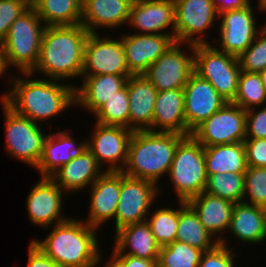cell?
Listing matches in <instances>:
<instances>
[{
	"label": "cell",
	"instance_id": "1",
	"mask_svg": "<svg viewBox=\"0 0 266 267\" xmlns=\"http://www.w3.org/2000/svg\"><path fill=\"white\" fill-rule=\"evenodd\" d=\"M13 74L14 72L7 77L9 84L12 83L11 88L1 95L0 100L16 114L42 124L68 108L75 107L77 84L49 78L32 79L34 75L31 72L21 73L23 77L21 74Z\"/></svg>",
	"mask_w": 266,
	"mask_h": 267
},
{
	"label": "cell",
	"instance_id": "2",
	"mask_svg": "<svg viewBox=\"0 0 266 267\" xmlns=\"http://www.w3.org/2000/svg\"><path fill=\"white\" fill-rule=\"evenodd\" d=\"M88 36L89 32L81 24L46 26L39 59L31 73L61 81L81 78Z\"/></svg>",
	"mask_w": 266,
	"mask_h": 267
},
{
	"label": "cell",
	"instance_id": "3",
	"mask_svg": "<svg viewBox=\"0 0 266 267\" xmlns=\"http://www.w3.org/2000/svg\"><path fill=\"white\" fill-rule=\"evenodd\" d=\"M44 240L32 239L60 267H97L102 260L98 229L84 220L68 218L57 223Z\"/></svg>",
	"mask_w": 266,
	"mask_h": 267
},
{
	"label": "cell",
	"instance_id": "4",
	"mask_svg": "<svg viewBox=\"0 0 266 267\" xmlns=\"http://www.w3.org/2000/svg\"><path fill=\"white\" fill-rule=\"evenodd\" d=\"M184 137L178 133L157 130L133 131L127 161L121 172L159 185L162 175H168L176 147Z\"/></svg>",
	"mask_w": 266,
	"mask_h": 267
},
{
	"label": "cell",
	"instance_id": "5",
	"mask_svg": "<svg viewBox=\"0 0 266 267\" xmlns=\"http://www.w3.org/2000/svg\"><path fill=\"white\" fill-rule=\"evenodd\" d=\"M45 28L34 8L27 9L11 24L6 38L0 44L9 67L16 68L19 73L34 70Z\"/></svg>",
	"mask_w": 266,
	"mask_h": 267
},
{
	"label": "cell",
	"instance_id": "6",
	"mask_svg": "<svg viewBox=\"0 0 266 267\" xmlns=\"http://www.w3.org/2000/svg\"><path fill=\"white\" fill-rule=\"evenodd\" d=\"M168 179L177 201H188L205 191L207 184L204 147L192 136H185L177 145Z\"/></svg>",
	"mask_w": 266,
	"mask_h": 267
},
{
	"label": "cell",
	"instance_id": "7",
	"mask_svg": "<svg viewBox=\"0 0 266 267\" xmlns=\"http://www.w3.org/2000/svg\"><path fill=\"white\" fill-rule=\"evenodd\" d=\"M214 45H194V73L207 80L227 102H233L242 70L237 57Z\"/></svg>",
	"mask_w": 266,
	"mask_h": 267
},
{
	"label": "cell",
	"instance_id": "8",
	"mask_svg": "<svg viewBox=\"0 0 266 267\" xmlns=\"http://www.w3.org/2000/svg\"><path fill=\"white\" fill-rule=\"evenodd\" d=\"M2 109L5 118L6 153L36 169L47 136L41 128L42 125L16 114L5 103H2Z\"/></svg>",
	"mask_w": 266,
	"mask_h": 267
},
{
	"label": "cell",
	"instance_id": "9",
	"mask_svg": "<svg viewBox=\"0 0 266 267\" xmlns=\"http://www.w3.org/2000/svg\"><path fill=\"white\" fill-rule=\"evenodd\" d=\"M183 45L187 46L186 51ZM189 49V50H187ZM188 51V52H187ZM194 73V45L174 42L144 73L158 92L184 88Z\"/></svg>",
	"mask_w": 266,
	"mask_h": 267
},
{
	"label": "cell",
	"instance_id": "10",
	"mask_svg": "<svg viewBox=\"0 0 266 267\" xmlns=\"http://www.w3.org/2000/svg\"><path fill=\"white\" fill-rule=\"evenodd\" d=\"M246 111L233 102L225 103L217 112L198 125L191 135L203 146L244 142Z\"/></svg>",
	"mask_w": 266,
	"mask_h": 267
},
{
	"label": "cell",
	"instance_id": "11",
	"mask_svg": "<svg viewBox=\"0 0 266 267\" xmlns=\"http://www.w3.org/2000/svg\"><path fill=\"white\" fill-rule=\"evenodd\" d=\"M160 190L159 185L152 181L121 172V192L114 218L115 232L129 224L146 221Z\"/></svg>",
	"mask_w": 266,
	"mask_h": 267
},
{
	"label": "cell",
	"instance_id": "12",
	"mask_svg": "<svg viewBox=\"0 0 266 267\" xmlns=\"http://www.w3.org/2000/svg\"><path fill=\"white\" fill-rule=\"evenodd\" d=\"M174 3L175 42L192 45L212 44L206 39L208 31L215 26L218 20V14L212 1L174 0Z\"/></svg>",
	"mask_w": 266,
	"mask_h": 267
},
{
	"label": "cell",
	"instance_id": "13",
	"mask_svg": "<svg viewBox=\"0 0 266 267\" xmlns=\"http://www.w3.org/2000/svg\"><path fill=\"white\" fill-rule=\"evenodd\" d=\"M108 35L89 33L84 47L82 75H133L127 67L126 57L119 39Z\"/></svg>",
	"mask_w": 266,
	"mask_h": 267
},
{
	"label": "cell",
	"instance_id": "14",
	"mask_svg": "<svg viewBox=\"0 0 266 267\" xmlns=\"http://www.w3.org/2000/svg\"><path fill=\"white\" fill-rule=\"evenodd\" d=\"M94 125L93 134L89 139H85L87 149L103 171L121 172L127 161L128 145L133 130L98 122ZM105 165H108L106 170Z\"/></svg>",
	"mask_w": 266,
	"mask_h": 267
},
{
	"label": "cell",
	"instance_id": "15",
	"mask_svg": "<svg viewBox=\"0 0 266 267\" xmlns=\"http://www.w3.org/2000/svg\"><path fill=\"white\" fill-rule=\"evenodd\" d=\"M253 5L218 14L220 23L218 50L239 57L254 41L263 25L258 28ZM254 14V15H253Z\"/></svg>",
	"mask_w": 266,
	"mask_h": 267
},
{
	"label": "cell",
	"instance_id": "16",
	"mask_svg": "<svg viewBox=\"0 0 266 267\" xmlns=\"http://www.w3.org/2000/svg\"><path fill=\"white\" fill-rule=\"evenodd\" d=\"M63 195L65 192L50 177H41L33 185L25 201L31 223L51 229L54 223L66 221L69 217L63 215Z\"/></svg>",
	"mask_w": 266,
	"mask_h": 267
},
{
	"label": "cell",
	"instance_id": "17",
	"mask_svg": "<svg viewBox=\"0 0 266 267\" xmlns=\"http://www.w3.org/2000/svg\"><path fill=\"white\" fill-rule=\"evenodd\" d=\"M184 89L186 136L217 112L227 101L207 81L193 73Z\"/></svg>",
	"mask_w": 266,
	"mask_h": 267
},
{
	"label": "cell",
	"instance_id": "18",
	"mask_svg": "<svg viewBox=\"0 0 266 267\" xmlns=\"http://www.w3.org/2000/svg\"><path fill=\"white\" fill-rule=\"evenodd\" d=\"M128 70L133 75L144 74L175 42L171 35L124 34L120 37Z\"/></svg>",
	"mask_w": 266,
	"mask_h": 267
},
{
	"label": "cell",
	"instance_id": "19",
	"mask_svg": "<svg viewBox=\"0 0 266 267\" xmlns=\"http://www.w3.org/2000/svg\"><path fill=\"white\" fill-rule=\"evenodd\" d=\"M127 25L135 28L137 34H164L175 39L174 0H134ZM169 27L172 31L168 33Z\"/></svg>",
	"mask_w": 266,
	"mask_h": 267
},
{
	"label": "cell",
	"instance_id": "20",
	"mask_svg": "<svg viewBox=\"0 0 266 267\" xmlns=\"http://www.w3.org/2000/svg\"><path fill=\"white\" fill-rule=\"evenodd\" d=\"M89 188V212L84 221L99 229L115 218L121 192V172L105 171Z\"/></svg>",
	"mask_w": 266,
	"mask_h": 267
},
{
	"label": "cell",
	"instance_id": "21",
	"mask_svg": "<svg viewBox=\"0 0 266 267\" xmlns=\"http://www.w3.org/2000/svg\"><path fill=\"white\" fill-rule=\"evenodd\" d=\"M198 215L205 229L222 245L229 246L223 235L228 232L234 202L208 192H202L187 201Z\"/></svg>",
	"mask_w": 266,
	"mask_h": 267
},
{
	"label": "cell",
	"instance_id": "22",
	"mask_svg": "<svg viewBox=\"0 0 266 267\" xmlns=\"http://www.w3.org/2000/svg\"><path fill=\"white\" fill-rule=\"evenodd\" d=\"M85 147L80 153L56 170L50 178L66 193L89 188L105 171Z\"/></svg>",
	"mask_w": 266,
	"mask_h": 267
},
{
	"label": "cell",
	"instance_id": "23",
	"mask_svg": "<svg viewBox=\"0 0 266 267\" xmlns=\"http://www.w3.org/2000/svg\"><path fill=\"white\" fill-rule=\"evenodd\" d=\"M134 0H82L81 25L89 33L114 29L128 23Z\"/></svg>",
	"mask_w": 266,
	"mask_h": 267
},
{
	"label": "cell",
	"instance_id": "24",
	"mask_svg": "<svg viewBox=\"0 0 266 267\" xmlns=\"http://www.w3.org/2000/svg\"><path fill=\"white\" fill-rule=\"evenodd\" d=\"M129 100V129L152 131L153 111L158 94L150 81L141 75H131L127 79Z\"/></svg>",
	"mask_w": 266,
	"mask_h": 267
},
{
	"label": "cell",
	"instance_id": "25",
	"mask_svg": "<svg viewBox=\"0 0 266 267\" xmlns=\"http://www.w3.org/2000/svg\"><path fill=\"white\" fill-rule=\"evenodd\" d=\"M81 77L83 84L75 86V107H83L93 115L107 99L126 85L130 76L103 74Z\"/></svg>",
	"mask_w": 266,
	"mask_h": 267
},
{
	"label": "cell",
	"instance_id": "26",
	"mask_svg": "<svg viewBox=\"0 0 266 267\" xmlns=\"http://www.w3.org/2000/svg\"><path fill=\"white\" fill-rule=\"evenodd\" d=\"M68 130H60L55 133H48L44 144L43 152L38 166L35 170L41 177H50L63 164L68 163L75 154L80 153L86 147V141L75 142Z\"/></svg>",
	"mask_w": 266,
	"mask_h": 267
},
{
	"label": "cell",
	"instance_id": "27",
	"mask_svg": "<svg viewBox=\"0 0 266 267\" xmlns=\"http://www.w3.org/2000/svg\"><path fill=\"white\" fill-rule=\"evenodd\" d=\"M156 129L158 132H173L186 136L183 88L158 92L153 111L152 132Z\"/></svg>",
	"mask_w": 266,
	"mask_h": 267
},
{
	"label": "cell",
	"instance_id": "28",
	"mask_svg": "<svg viewBox=\"0 0 266 267\" xmlns=\"http://www.w3.org/2000/svg\"><path fill=\"white\" fill-rule=\"evenodd\" d=\"M228 231L239 243L258 244L266 240L264 207L235 203Z\"/></svg>",
	"mask_w": 266,
	"mask_h": 267
},
{
	"label": "cell",
	"instance_id": "29",
	"mask_svg": "<svg viewBox=\"0 0 266 267\" xmlns=\"http://www.w3.org/2000/svg\"><path fill=\"white\" fill-rule=\"evenodd\" d=\"M114 238L113 246L121 254L143 259H158L160 246L146 221L120 228L115 232Z\"/></svg>",
	"mask_w": 266,
	"mask_h": 267
},
{
	"label": "cell",
	"instance_id": "30",
	"mask_svg": "<svg viewBox=\"0 0 266 267\" xmlns=\"http://www.w3.org/2000/svg\"><path fill=\"white\" fill-rule=\"evenodd\" d=\"M204 156L207 175L247 170L244 142L204 147Z\"/></svg>",
	"mask_w": 266,
	"mask_h": 267
},
{
	"label": "cell",
	"instance_id": "31",
	"mask_svg": "<svg viewBox=\"0 0 266 267\" xmlns=\"http://www.w3.org/2000/svg\"><path fill=\"white\" fill-rule=\"evenodd\" d=\"M177 202H179V222L176 240L187 243L202 252L213 249L219 242L205 229L198 215L186 201Z\"/></svg>",
	"mask_w": 266,
	"mask_h": 267
},
{
	"label": "cell",
	"instance_id": "32",
	"mask_svg": "<svg viewBox=\"0 0 266 267\" xmlns=\"http://www.w3.org/2000/svg\"><path fill=\"white\" fill-rule=\"evenodd\" d=\"M34 9L45 26L81 24L82 0H36Z\"/></svg>",
	"mask_w": 266,
	"mask_h": 267
},
{
	"label": "cell",
	"instance_id": "33",
	"mask_svg": "<svg viewBox=\"0 0 266 267\" xmlns=\"http://www.w3.org/2000/svg\"><path fill=\"white\" fill-rule=\"evenodd\" d=\"M233 103L245 111L266 106V89L259 73L241 71Z\"/></svg>",
	"mask_w": 266,
	"mask_h": 267
},
{
	"label": "cell",
	"instance_id": "34",
	"mask_svg": "<svg viewBox=\"0 0 266 267\" xmlns=\"http://www.w3.org/2000/svg\"><path fill=\"white\" fill-rule=\"evenodd\" d=\"M156 210V211H155ZM150 211L146 222L160 247L169 245L176 240V234L179 222V208L160 207ZM151 212H153L151 214ZM151 217V218H150Z\"/></svg>",
	"mask_w": 266,
	"mask_h": 267
},
{
	"label": "cell",
	"instance_id": "35",
	"mask_svg": "<svg viewBox=\"0 0 266 267\" xmlns=\"http://www.w3.org/2000/svg\"><path fill=\"white\" fill-rule=\"evenodd\" d=\"M129 100L127 84L93 114L96 122L129 128Z\"/></svg>",
	"mask_w": 266,
	"mask_h": 267
},
{
	"label": "cell",
	"instance_id": "36",
	"mask_svg": "<svg viewBox=\"0 0 266 267\" xmlns=\"http://www.w3.org/2000/svg\"><path fill=\"white\" fill-rule=\"evenodd\" d=\"M205 192L240 203L244 195V173L222 172L207 175Z\"/></svg>",
	"mask_w": 266,
	"mask_h": 267
},
{
	"label": "cell",
	"instance_id": "37",
	"mask_svg": "<svg viewBox=\"0 0 266 267\" xmlns=\"http://www.w3.org/2000/svg\"><path fill=\"white\" fill-rule=\"evenodd\" d=\"M202 254L201 250L175 240L160 247L157 267H198Z\"/></svg>",
	"mask_w": 266,
	"mask_h": 267
},
{
	"label": "cell",
	"instance_id": "38",
	"mask_svg": "<svg viewBox=\"0 0 266 267\" xmlns=\"http://www.w3.org/2000/svg\"><path fill=\"white\" fill-rule=\"evenodd\" d=\"M242 202L266 207V167H247Z\"/></svg>",
	"mask_w": 266,
	"mask_h": 267
},
{
	"label": "cell",
	"instance_id": "39",
	"mask_svg": "<svg viewBox=\"0 0 266 267\" xmlns=\"http://www.w3.org/2000/svg\"><path fill=\"white\" fill-rule=\"evenodd\" d=\"M238 61L242 71L260 73L266 69V23Z\"/></svg>",
	"mask_w": 266,
	"mask_h": 267
},
{
	"label": "cell",
	"instance_id": "40",
	"mask_svg": "<svg viewBox=\"0 0 266 267\" xmlns=\"http://www.w3.org/2000/svg\"><path fill=\"white\" fill-rule=\"evenodd\" d=\"M235 250L218 243L213 249L203 252L198 267H237Z\"/></svg>",
	"mask_w": 266,
	"mask_h": 267
},
{
	"label": "cell",
	"instance_id": "41",
	"mask_svg": "<svg viewBox=\"0 0 266 267\" xmlns=\"http://www.w3.org/2000/svg\"><path fill=\"white\" fill-rule=\"evenodd\" d=\"M245 127V139L266 138V106L247 110Z\"/></svg>",
	"mask_w": 266,
	"mask_h": 267
},
{
	"label": "cell",
	"instance_id": "42",
	"mask_svg": "<svg viewBox=\"0 0 266 267\" xmlns=\"http://www.w3.org/2000/svg\"><path fill=\"white\" fill-rule=\"evenodd\" d=\"M26 10L27 8L18 2L0 0V44L6 38L11 24Z\"/></svg>",
	"mask_w": 266,
	"mask_h": 267
},
{
	"label": "cell",
	"instance_id": "43",
	"mask_svg": "<svg viewBox=\"0 0 266 267\" xmlns=\"http://www.w3.org/2000/svg\"><path fill=\"white\" fill-rule=\"evenodd\" d=\"M247 167H266V138L245 139Z\"/></svg>",
	"mask_w": 266,
	"mask_h": 267
},
{
	"label": "cell",
	"instance_id": "44",
	"mask_svg": "<svg viewBox=\"0 0 266 267\" xmlns=\"http://www.w3.org/2000/svg\"><path fill=\"white\" fill-rule=\"evenodd\" d=\"M27 264V267H60L32 241L29 243Z\"/></svg>",
	"mask_w": 266,
	"mask_h": 267
},
{
	"label": "cell",
	"instance_id": "45",
	"mask_svg": "<svg viewBox=\"0 0 266 267\" xmlns=\"http://www.w3.org/2000/svg\"><path fill=\"white\" fill-rule=\"evenodd\" d=\"M124 267H157L158 259H143L128 254H121L114 246L112 253Z\"/></svg>",
	"mask_w": 266,
	"mask_h": 267
},
{
	"label": "cell",
	"instance_id": "46",
	"mask_svg": "<svg viewBox=\"0 0 266 267\" xmlns=\"http://www.w3.org/2000/svg\"><path fill=\"white\" fill-rule=\"evenodd\" d=\"M217 14L228 10L242 9L251 4V0H211Z\"/></svg>",
	"mask_w": 266,
	"mask_h": 267
},
{
	"label": "cell",
	"instance_id": "47",
	"mask_svg": "<svg viewBox=\"0 0 266 267\" xmlns=\"http://www.w3.org/2000/svg\"><path fill=\"white\" fill-rule=\"evenodd\" d=\"M9 70V65L3 50L0 48V78Z\"/></svg>",
	"mask_w": 266,
	"mask_h": 267
},
{
	"label": "cell",
	"instance_id": "48",
	"mask_svg": "<svg viewBox=\"0 0 266 267\" xmlns=\"http://www.w3.org/2000/svg\"><path fill=\"white\" fill-rule=\"evenodd\" d=\"M106 264L102 267H124L122 263L112 254L111 258L105 262Z\"/></svg>",
	"mask_w": 266,
	"mask_h": 267
},
{
	"label": "cell",
	"instance_id": "49",
	"mask_svg": "<svg viewBox=\"0 0 266 267\" xmlns=\"http://www.w3.org/2000/svg\"><path fill=\"white\" fill-rule=\"evenodd\" d=\"M6 1H14L24 5L27 9L34 8L36 0H6Z\"/></svg>",
	"mask_w": 266,
	"mask_h": 267
},
{
	"label": "cell",
	"instance_id": "50",
	"mask_svg": "<svg viewBox=\"0 0 266 267\" xmlns=\"http://www.w3.org/2000/svg\"><path fill=\"white\" fill-rule=\"evenodd\" d=\"M258 5V7H257V9H258V11H256L257 13L259 12V10H260V12H264V13H266V0H258V2H256Z\"/></svg>",
	"mask_w": 266,
	"mask_h": 267
},
{
	"label": "cell",
	"instance_id": "51",
	"mask_svg": "<svg viewBox=\"0 0 266 267\" xmlns=\"http://www.w3.org/2000/svg\"><path fill=\"white\" fill-rule=\"evenodd\" d=\"M259 74H260V76H261L262 82H263L264 87H265V89H266V69L263 70V71H261Z\"/></svg>",
	"mask_w": 266,
	"mask_h": 267
},
{
	"label": "cell",
	"instance_id": "52",
	"mask_svg": "<svg viewBox=\"0 0 266 267\" xmlns=\"http://www.w3.org/2000/svg\"><path fill=\"white\" fill-rule=\"evenodd\" d=\"M264 213H265V224H266V207H264Z\"/></svg>",
	"mask_w": 266,
	"mask_h": 267
}]
</instances>
